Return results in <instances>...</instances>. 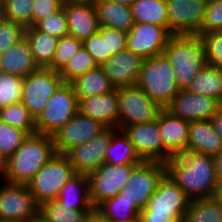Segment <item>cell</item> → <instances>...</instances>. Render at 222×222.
Listing matches in <instances>:
<instances>
[{
  "label": "cell",
  "instance_id": "obj_1",
  "mask_svg": "<svg viewBox=\"0 0 222 222\" xmlns=\"http://www.w3.org/2000/svg\"><path fill=\"white\" fill-rule=\"evenodd\" d=\"M165 165L166 174L190 200L212 198L218 183L213 156L184 151Z\"/></svg>",
  "mask_w": 222,
  "mask_h": 222
},
{
  "label": "cell",
  "instance_id": "obj_2",
  "mask_svg": "<svg viewBox=\"0 0 222 222\" xmlns=\"http://www.w3.org/2000/svg\"><path fill=\"white\" fill-rule=\"evenodd\" d=\"M56 153L52 136L30 134L4 162L0 179L9 184L27 185Z\"/></svg>",
  "mask_w": 222,
  "mask_h": 222
},
{
  "label": "cell",
  "instance_id": "obj_3",
  "mask_svg": "<svg viewBox=\"0 0 222 222\" xmlns=\"http://www.w3.org/2000/svg\"><path fill=\"white\" fill-rule=\"evenodd\" d=\"M163 54L175 71L176 86L186 90L194 76L207 64L199 35H172Z\"/></svg>",
  "mask_w": 222,
  "mask_h": 222
},
{
  "label": "cell",
  "instance_id": "obj_4",
  "mask_svg": "<svg viewBox=\"0 0 222 222\" xmlns=\"http://www.w3.org/2000/svg\"><path fill=\"white\" fill-rule=\"evenodd\" d=\"M190 201L185 192L165 174L147 206L140 211L139 221L182 222Z\"/></svg>",
  "mask_w": 222,
  "mask_h": 222
},
{
  "label": "cell",
  "instance_id": "obj_5",
  "mask_svg": "<svg viewBox=\"0 0 222 222\" xmlns=\"http://www.w3.org/2000/svg\"><path fill=\"white\" fill-rule=\"evenodd\" d=\"M137 85L163 109L179 92L175 71L163 53L144 59Z\"/></svg>",
  "mask_w": 222,
  "mask_h": 222
},
{
  "label": "cell",
  "instance_id": "obj_6",
  "mask_svg": "<svg viewBox=\"0 0 222 222\" xmlns=\"http://www.w3.org/2000/svg\"><path fill=\"white\" fill-rule=\"evenodd\" d=\"M76 173L64 154L56 153L35 174L27 184L40 206L44 202L56 200L61 188Z\"/></svg>",
  "mask_w": 222,
  "mask_h": 222
},
{
  "label": "cell",
  "instance_id": "obj_7",
  "mask_svg": "<svg viewBox=\"0 0 222 222\" xmlns=\"http://www.w3.org/2000/svg\"><path fill=\"white\" fill-rule=\"evenodd\" d=\"M79 101L70 83H63L35 119L36 133L53 136L78 112Z\"/></svg>",
  "mask_w": 222,
  "mask_h": 222
},
{
  "label": "cell",
  "instance_id": "obj_8",
  "mask_svg": "<svg viewBox=\"0 0 222 222\" xmlns=\"http://www.w3.org/2000/svg\"><path fill=\"white\" fill-rule=\"evenodd\" d=\"M117 97L119 129L128 125L154 121L163 109L153 102L137 84L118 87Z\"/></svg>",
  "mask_w": 222,
  "mask_h": 222
},
{
  "label": "cell",
  "instance_id": "obj_9",
  "mask_svg": "<svg viewBox=\"0 0 222 222\" xmlns=\"http://www.w3.org/2000/svg\"><path fill=\"white\" fill-rule=\"evenodd\" d=\"M165 174V163L143 161L133 169L120 194L133 202L141 211L147 206L150 197L157 190V186Z\"/></svg>",
  "mask_w": 222,
  "mask_h": 222
},
{
  "label": "cell",
  "instance_id": "obj_10",
  "mask_svg": "<svg viewBox=\"0 0 222 222\" xmlns=\"http://www.w3.org/2000/svg\"><path fill=\"white\" fill-rule=\"evenodd\" d=\"M63 83L59 73L49 68L39 67L23 78L21 102L36 119L44 110L49 98Z\"/></svg>",
  "mask_w": 222,
  "mask_h": 222
},
{
  "label": "cell",
  "instance_id": "obj_11",
  "mask_svg": "<svg viewBox=\"0 0 222 222\" xmlns=\"http://www.w3.org/2000/svg\"><path fill=\"white\" fill-rule=\"evenodd\" d=\"M141 163L124 165H108L104 163L95 171L89 173V192L93 206L96 208L108 198L115 197L129 180L133 169Z\"/></svg>",
  "mask_w": 222,
  "mask_h": 222
},
{
  "label": "cell",
  "instance_id": "obj_12",
  "mask_svg": "<svg viewBox=\"0 0 222 222\" xmlns=\"http://www.w3.org/2000/svg\"><path fill=\"white\" fill-rule=\"evenodd\" d=\"M0 183V218L33 222L39 216V205L28 185Z\"/></svg>",
  "mask_w": 222,
  "mask_h": 222
},
{
  "label": "cell",
  "instance_id": "obj_13",
  "mask_svg": "<svg viewBox=\"0 0 222 222\" xmlns=\"http://www.w3.org/2000/svg\"><path fill=\"white\" fill-rule=\"evenodd\" d=\"M143 161L166 163L173 155L164 147L157 119L122 128Z\"/></svg>",
  "mask_w": 222,
  "mask_h": 222
},
{
  "label": "cell",
  "instance_id": "obj_14",
  "mask_svg": "<svg viewBox=\"0 0 222 222\" xmlns=\"http://www.w3.org/2000/svg\"><path fill=\"white\" fill-rule=\"evenodd\" d=\"M106 128L100 121L78 111L52 136L56 152L65 154L73 147L93 139Z\"/></svg>",
  "mask_w": 222,
  "mask_h": 222
},
{
  "label": "cell",
  "instance_id": "obj_15",
  "mask_svg": "<svg viewBox=\"0 0 222 222\" xmlns=\"http://www.w3.org/2000/svg\"><path fill=\"white\" fill-rule=\"evenodd\" d=\"M171 35H196L208 0H165Z\"/></svg>",
  "mask_w": 222,
  "mask_h": 222
},
{
  "label": "cell",
  "instance_id": "obj_16",
  "mask_svg": "<svg viewBox=\"0 0 222 222\" xmlns=\"http://www.w3.org/2000/svg\"><path fill=\"white\" fill-rule=\"evenodd\" d=\"M116 129L106 128L93 139L73 147L64 154L75 173L88 175L105 163L106 150Z\"/></svg>",
  "mask_w": 222,
  "mask_h": 222
},
{
  "label": "cell",
  "instance_id": "obj_17",
  "mask_svg": "<svg viewBox=\"0 0 222 222\" xmlns=\"http://www.w3.org/2000/svg\"><path fill=\"white\" fill-rule=\"evenodd\" d=\"M222 104L213 97L196 95L187 90H179L165 108L174 116L187 122L211 120Z\"/></svg>",
  "mask_w": 222,
  "mask_h": 222
},
{
  "label": "cell",
  "instance_id": "obj_18",
  "mask_svg": "<svg viewBox=\"0 0 222 222\" xmlns=\"http://www.w3.org/2000/svg\"><path fill=\"white\" fill-rule=\"evenodd\" d=\"M172 35L162 26L135 23L127 35L126 49L149 59L163 53Z\"/></svg>",
  "mask_w": 222,
  "mask_h": 222
},
{
  "label": "cell",
  "instance_id": "obj_19",
  "mask_svg": "<svg viewBox=\"0 0 222 222\" xmlns=\"http://www.w3.org/2000/svg\"><path fill=\"white\" fill-rule=\"evenodd\" d=\"M68 22V35L84 41L99 30V23L92 0H64Z\"/></svg>",
  "mask_w": 222,
  "mask_h": 222
},
{
  "label": "cell",
  "instance_id": "obj_20",
  "mask_svg": "<svg viewBox=\"0 0 222 222\" xmlns=\"http://www.w3.org/2000/svg\"><path fill=\"white\" fill-rule=\"evenodd\" d=\"M144 59L128 49L112 55L100 67L115 88L136 85Z\"/></svg>",
  "mask_w": 222,
  "mask_h": 222
},
{
  "label": "cell",
  "instance_id": "obj_21",
  "mask_svg": "<svg viewBox=\"0 0 222 222\" xmlns=\"http://www.w3.org/2000/svg\"><path fill=\"white\" fill-rule=\"evenodd\" d=\"M78 111L100 121L107 128L119 129L117 88L113 92L79 100Z\"/></svg>",
  "mask_w": 222,
  "mask_h": 222
},
{
  "label": "cell",
  "instance_id": "obj_22",
  "mask_svg": "<svg viewBox=\"0 0 222 222\" xmlns=\"http://www.w3.org/2000/svg\"><path fill=\"white\" fill-rule=\"evenodd\" d=\"M157 122L164 147L173 156L187 151L189 122L165 108L159 112Z\"/></svg>",
  "mask_w": 222,
  "mask_h": 222
},
{
  "label": "cell",
  "instance_id": "obj_23",
  "mask_svg": "<svg viewBox=\"0 0 222 222\" xmlns=\"http://www.w3.org/2000/svg\"><path fill=\"white\" fill-rule=\"evenodd\" d=\"M187 151L213 157L222 151V139L211 120L189 122Z\"/></svg>",
  "mask_w": 222,
  "mask_h": 222
},
{
  "label": "cell",
  "instance_id": "obj_24",
  "mask_svg": "<svg viewBox=\"0 0 222 222\" xmlns=\"http://www.w3.org/2000/svg\"><path fill=\"white\" fill-rule=\"evenodd\" d=\"M28 41L24 37L0 56V72L22 78L38 69Z\"/></svg>",
  "mask_w": 222,
  "mask_h": 222
},
{
  "label": "cell",
  "instance_id": "obj_25",
  "mask_svg": "<svg viewBox=\"0 0 222 222\" xmlns=\"http://www.w3.org/2000/svg\"><path fill=\"white\" fill-rule=\"evenodd\" d=\"M99 27L118 29L129 32L134 26L130 6L121 5L111 0H92Z\"/></svg>",
  "mask_w": 222,
  "mask_h": 222
},
{
  "label": "cell",
  "instance_id": "obj_26",
  "mask_svg": "<svg viewBox=\"0 0 222 222\" xmlns=\"http://www.w3.org/2000/svg\"><path fill=\"white\" fill-rule=\"evenodd\" d=\"M56 201L75 210L95 209L90 199L88 176L78 173L73 175L61 188Z\"/></svg>",
  "mask_w": 222,
  "mask_h": 222
},
{
  "label": "cell",
  "instance_id": "obj_27",
  "mask_svg": "<svg viewBox=\"0 0 222 222\" xmlns=\"http://www.w3.org/2000/svg\"><path fill=\"white\" fill-rule=\"evenodd\" d=\"M78 101L94 95H103L116 90L100 66L87 71L70 83Z\"/></svg>",
  "mask_w": 222,
  "mask_h": 222
},
{
  "label": "cell",
  "instance_id": "obj_28",
  "mask_svg": "<svg viewBox=\"0 0 222 222\" xmlns=\"http://www.w3.org/2000/svg\"><path fill=\"white\" fill-rule=\"evenodd\" d=\"M24 37L29 43L34 62L38 67L47 68L54 58L58 39L35 26L25 28Z\"/></svg>",
  "mask_w": 222,
  "mask_h": 222
},
{
  "label": "cell",
  "instance_id": "obj_29",
  "mask_svg": "<svg viewBox=\"0 0 222 222\" xmlns=\"http://www.w3.org/2000/svg\"><path fill=\"white\" fill-rule=\"evenodd\" d=\"M130 9L134 23L153 24L169 32V21L165 0H136Z\"/></svg>",
  "mask_w": 222,
  "mask_h": 222
},
{
  "label": "cell",
  "instance_id": "obj_30",
  "mask_svg": "<svg viewBox=\"0 0 222 222\" xmlns=\"http://www.w3.org/2000/svg\"><path fill=\"white\" fill-rule=\"evenodd\" d=\"M95 210L106 222H130L139 219L140 210L120 193L100 203Z\"/></svg>",
  "mask_w": 222,
  "mask_h": 222
},
{
  "label": "cell",
  "instance_id": "obj_31",
  "mask_svg": "<svg viewBox=\"0 0 222 222\" xmlns=\"http://www.w3.org/2000/svg\"><path fill=\"white\" fill-rule=\"evenodd\" d=\"M143 160L136 153L133 144L122 129H116L112 133L105 155V163L108 165H124L129 163H142Z\"/></svg>",
  "mask_w": 222,
  "mask_h": 222
},
{
  "label": "cell",
  "instance_id": "obj_32",
  "mask_svg": "<svg viewBox=\"0 0 222 222\" xmlns=\"http://www.w3.org/2000/svg\"><path fill=\"white\" fill-rule=\"evenodd\" d=\"M186 90L196 95L213 97L222 104V71L206 64Z\"/></svg>",
  "mask_w": 222,
  "mask_h": 222
},
{
  "label": "cell",
  "instance_id": "obj_33",
  "mask_svg": "<svg viewBox=\"0 0 222 222\" xmlns=\"http://www.w3.org/2000/svg\"><path fill=\"white\" fill-rule=\"evenodd\" d=\"M95 209H72L56 200L44 202L39 206V217L45 222H83Z\"/></svg>",
  "mask_w": 222,
  "mask_h": 222
},
{
  "label": "cell",
  "instance_id": "obj_34",
  "mask_svg": "<svg viewBox=\"0 0 222 222\" xmlns=\"http://www.w3.org/2000/svg\"><path fill=\"white\" fill-rule=\"evenodd\" d=\"M182 222H222V206L213 198L191 200Z\"/></svg>",
  "mask_w": 222,
  "mask_h": 222
},
{
  "label": "cell",
  "instance_id": "obj_35",
  "mask_svg": "<svg viewBox=\"0 0 222 222\" xmlns=\"http://www.w3.org/2000/svg\"><path fill=\"white\" fill-rule=\"evenodd\" d=\"M0 120L25 130L29 135L36 133L35 118L22 102L0 108Z\"/></svg>",
  "mask_w": 222,
  "mask_h": 222
},
{
  "label": "cell",
  "instance_id": "obj_36",
  "mask_svg": "<svg viewBox=\"0 0 222 222\" xmlns=\"http://www.w3.org/2000/svg\"><path fill=\"white\" fill-rule=\"evenodd\" d=\"M98 65L92 56L82 46L79 51L68 61L66 67L59 73L64 83H71L87 71L96 68Z\"/></svg>",
  "mask_w": 222,
  "mask_h": 222
},
{
  "label": "cell",
  "instance_id": "obj_37",
  "mask_svg": "<svg viewBox=\"0 0 222 222\" xmlns=\"http://www.w3.org/2000/svg\"><path fill=\"white\" fill-rule=\"evenodd\" d=\"M82 46V41L74 36L66 35L61 37L57 40V48L52 63L47 68L60 73Z\"/></svg>",
  "mask_w": 222,
  "mask_h": 222
},
{
  "label": "cell",
  "instance_id": "obj_38",
  "mask_svg": "<svg viewBox=\"0 0 222 222\" xmlns=\"http://www.w3.org/2000/svg\"><path fill=\"white\" fill-rule=\"evenodd\" d=\"M29 134L0 120V157L6 161L24 142Z\"/></svg>",
  "mask_w": 222,
  "mask_h": 222
},
{
  "label": "cell",
  "instance_id": "obj_39",
  "mask_svg": "<svg viewBox=\"0 0 222 222\" xmlns=\"http://www.w3.org/2000/svg\"><path fill=\"white\" fill-rule=\"evenodd\" d=\"M23 78L0 72V108L21 102Z\"/></svg>",
  "mask_w": 222,
  "mask_h": 222
},
{
  "label": "cell",
  "instance_id": "obj_40",
  "mask_svg": "<svg viewBox=\"0 0 222 222\" xmlns=\"http://www.w3.org/2000/svg\"><path fill=\"white\" fill-rule=\"evenodd\" d=\"M34 0H4V8L7 20L21 24L24 28L32 26Z\"/></svg>",
  "mask_w": 222,
  "mask_h": 222
},
{
  "label": "cell",
  "instance_id": "obj_41",
  "mask_svg": "<svg viewBox=\"0 0 222 222\" xmlns=\"http://www.w3.org/2000/svg\"><path fill=\"white\" fill-rule=\"evenodd\" d=\"M208 65L222 71V31L200 34Z\"/></svg>",
  "mask_w": 222,
  "mask_h": 222
},
{
  "label": "cell",
  "instance_id": "obj_42",
  "mask_svg": "<svg viewBox=\"0 0 222 222\" xmlns=\"http://www.w3.org/2000/svg\"><path fill=\"white\" fill-rule=\"evenodd\" d=\"M35 27L49 35L60 39L68 35V22L64 7L62 6L57 12L41 19Z\"/></svg>",
  "mask_w": 222,
  "mask_h": 222
},
{
  "label": "cell",
  "instance_id": "obj_43",
  "mask_svg": "<svg viewBox=\"0 0 222 222\" xmlns=\"http://www.w3.org/2000/svg\"><path fill=\"white\" fill-rule=\"evenodd\" d=\"M222 31V0H208L206 11L196 35Z\"/></svg>",
  "mask_w": 222,
  "mask_h": 222
},
{
  "label": "cell",
  "instance_id": "obj_44",
  "mask_svg": "<svg viewBox=\"0 0 222 222\" xmlns=\"http://www.w3.org/2000/svg\"><path fill=\"white\" fill-rule=\"evenodd\" d=\"M24 32L21 24L5 19L0 25V54L23 39Z\"/></svg>",
  "mask_w": 222,
  "mask_h": 222
},
{
  "label": "cell",
  "instance_id": "obj_45",
  "mask_svg": "<svg viewBox=\"0 0 222 222\" xmlns=\"http://www.w3.org/2000/svg\"><path fill=\"white\" fill-rule=\"evenodd\" d=\"M98 32L105 37L106 55H115L126 49L128 32L99 27Z\"/></svg>",
  "mask_w": 222,
  "mask_h": 222
},
{
  "label": "cell",
  "instance_id": "obj_46",
  "mask_svg": "<svg viewBox=\"0 0 222 222\" xmlns=\"http://www.w3.org/2000/svg\"><path fill=\"white\" fill-rule=\"evenodd\" d=\"M82 43L98 66H101L112 56L106 55L105 37H102L99 32L91 35Z\"/></svg>",
  "mask_w": 222,
  "mask_h": 222
},
{
  "label": "cell",
  "instance_id": "obj_47",
  "mask_svg": "<svg viewBox=\"0 0 222 222\" xmlns=\"http://www.w3.org/2000/svg\"><path fill=\"white\" fill-rule=\"evenodd\" d=\"M64 0H34L32 13V26L41 19L57 12L63 5Z\"/></svg>",
  "mask_w": 222,
  "mask_h": 222
},
{
  "label": "cell",
  "instance_id": "obj_48",
  "mask_svg": "<svg viewBox=\"0 0 222 222\" xmlns=\"http://www.w3.org/2000/svg\"><path fill=\"white\" fill-rule=\"evenodd\" d=\"M214 129L222 139V107L217 111V114L211 119Z\"/></svg>",
  "mask_w": 222,
  "mask_h": 222
},
{
  "label": "cell",
  "instance_id": "obj_49",
  "mask_svg": "<svg viewBox=\"0 0 222 222\" xmlns=\"http://www.w3.org/2000/svg\"><path fill=\"white\" fill-rule=\"evenodd\" d=\"M218 183H222V151L214 156Z\"/></svg>",
  "mask_w": 222,
  "mask_h": 222
},
{
  "label": "cell",
  "instance_id": "obj_50",
  "mask_svg": "<svg viewBox=\"0 0 222 222\" xmlns=\"http://www.w3.org/2000/svg\"><path fill=\"white\" fill-rule=\"evenodd\" d=\"M83 222H106V220L94 210L85 217Z\"/></svg>",
  "mask_w": 222,
  "mask_h": 222
},
{
  "label": "cell",
  "instance_id": "obj_51",
  "mask_svg": "<svg viewBox=\"0 0 222 222\" xmlns=\"http://www.w3.org/2000/svg\"><path fill=\"white\" fill-rule=\"evenodd\" d=\"M212 198L222 206V183H217Z\"/></svg>",
  "mask_w": 222,
  "mask_h": 222
},
{
  "label": "cell",
  "instance_id": "obj_52",
  "mask_svg": "<svg viewBox=\"0 0 222 222\" xmlns=\"http://www.w3.org/2000/svg\"><path fill=\"white\" fill-rule=\"evenodd\" d=\"M113 2L119 3L121 5L130 6L132 5L136 0H111Z\"/></svg>",
  "mask_w": 222,
  "mask_h": 222
},
{
  "label": "cell",
  "instance_id": "obj_53",
  "mask_svg": "<svg viewBox=\"0 0 222 222\" xmlns=\"http://www.w3.org/2000/svg\"><path fill=\"white\" fill-rule=\"evenodd\" d=\"M6 17H5V12H4V8L1 5L0 6V25L5 21Z\"/></svg>",
  "mask_w": 222,
  "mask_h": 222
},
{
  "label": "cell",
  "instance_id": "obj_54",
  "mask_svg": "<svg viewBox=\"0 0 222 222\" xmlns=\"http://www.w3.org/2000/svg\"><path fill=\"white\" fill-rule=\"evenodd\" d=\"M0 222H24V221L0 218Z\"/></svg>",
  "mask_w": 222,
  "mask_h": 222
},
{
  "label": "cell",
  "instance_id": "obj_55",
  "mask_svg": "<svg viewBox=\"0 0 222 222\" xmlns=\"http://www.w3.org/2000/svg\"><path fill=\"white\" fill-rule=\"evenodd\" d=\"M4 162H5V161L0 157V171H1L2 168H3Z\"/></svg>",
  "mask_w": 222,
  "mask_h": 222
},
{
  "label": "cell",
  "instance_id": "obj_56",
  "mask_svg": "<svg viewBox=\"0 0 222 222\" xmlns=\"http://www.w3.org/2000/svg\"><path fill=\"white\" fill-rule=\"evenodd\" d=\"M33 222H45V221L42 220V219L38 216Z\"/></svg>",
  "mask_w": 222,
  "mask_h": 222
}]
</instances>
